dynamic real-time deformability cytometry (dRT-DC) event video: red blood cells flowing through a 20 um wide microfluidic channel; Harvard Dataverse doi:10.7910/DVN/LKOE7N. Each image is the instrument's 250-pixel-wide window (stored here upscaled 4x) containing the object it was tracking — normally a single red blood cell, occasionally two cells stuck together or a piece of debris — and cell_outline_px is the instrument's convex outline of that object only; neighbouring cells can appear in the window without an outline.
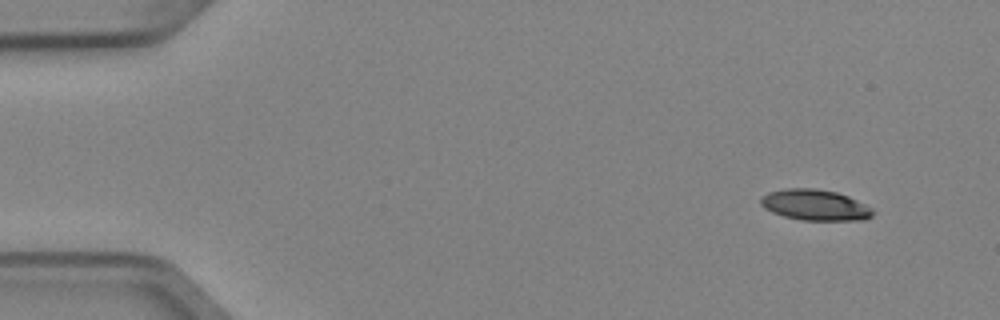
{"species": "Egyptian fruit bat (a non-hibernating species)", "species_latin": "Rousettus aegyptiacus", "temperature_condition": "cold", "stored_images_in_passage": 3, "camera_frame_rate_fps": 3000, "um_per_image_px": 0.085, "animal": {"sex": "female"}, "frame": {"image": 1, "passage_image": 3, "time_ms": 0.667, "image_size_px": [1000, 320], "cell_outline_px": [[876, 212], [872, 216], [864, 220], [804, 220], [784, 216], [772, 212], [764, 208], [760, 204], [760, 196], [768, 192], [784, 188], [816, 188], [836, 192], [848, 196], [872, 208]], "centroid_in_image_um": [69.26, 17.42], "position_along_channel_um": 15.7, "area_um2": 20.29}}